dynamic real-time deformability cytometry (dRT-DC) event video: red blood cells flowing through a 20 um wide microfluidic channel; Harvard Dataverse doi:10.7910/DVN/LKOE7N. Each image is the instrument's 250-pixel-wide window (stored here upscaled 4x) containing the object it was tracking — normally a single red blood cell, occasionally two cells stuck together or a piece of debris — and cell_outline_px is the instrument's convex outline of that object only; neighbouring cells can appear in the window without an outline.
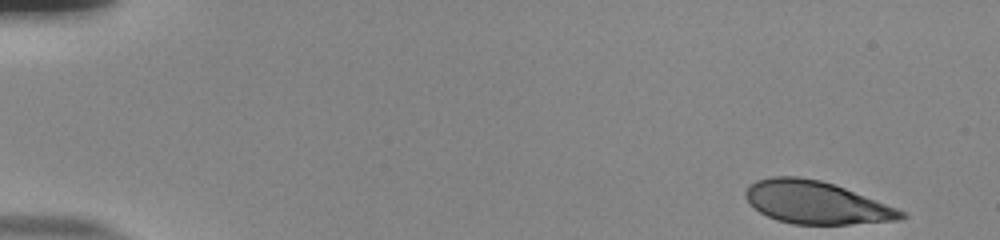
{"species": "human", "species_latin": "Homo sapiens", "temperature_condition": "room temperature", "stored_images_in_passage": 52, "camera_frame_rate_fps": 3000, "um_per_image_px": 0.085, "donor": {"sex": "male"}, "frame": {"image": 1, "passage_image": 1, "time_ms": 0.0, "image_size_px": [1000, 240], "cell_outline_px": [[908, 216], [900, 220], [848, 224], [792, 224], [776, 220], [760, 212], [744, 196], [744, 192], [748, 184], [756, 180], [772, 176], [796, 176], [820, 180], [844, 188], [908, 212]], "centroid_in_image_um": [69.37, 17.21], "position_along_channel_um": 15.6, "area_um2": 38.55}}
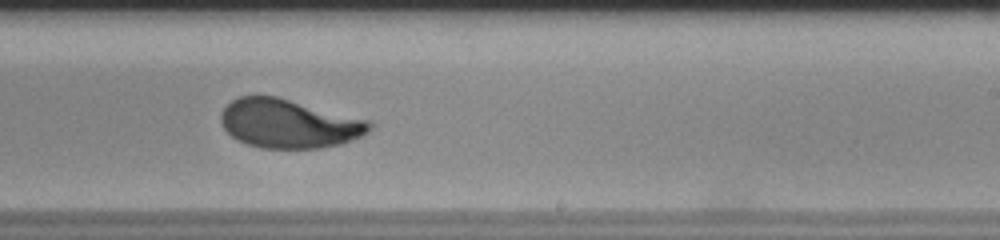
{"frame": {"image": 2, "passage_image": 32, "time_ms": 10.333, "image_size_px": [1000, 240], "cell_outline_px": [[372, 128], [368, 132], [344, 144], [320, 148], [260, 148], [236, 140], [224, 128], [220, 120], [220, 116], [224, 108], [232, 100], [240, 96], [276, 96], [368, 120], [372, 124]], "centroid_in_image_um": [24.55, 10.52], "position_along_channel_um": 264.5, "area_um2": 42.14}}
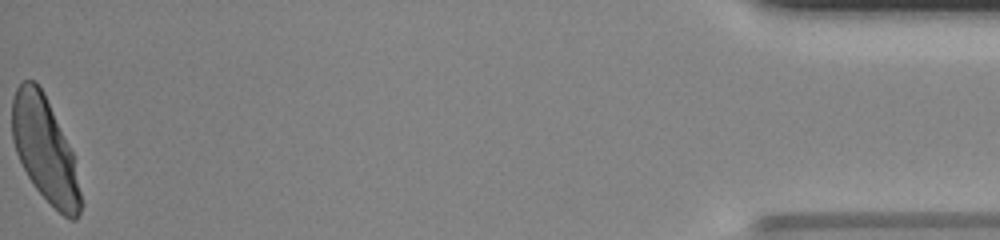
{"frame": {"image": 3, "passage_image": 52, "time_ms": 17.0, "image_size_px": [1000, 240], "cell_outline_px": [[84, 204], [76, 220], [72, 220], [64, 216], [32, 184], [16, 152], [12, 140], [12, 100], [16, 88], [24, 80], [32, 80], [44, 92], [72, 152]], "centroid_in_image_um": [3.83, 12.74], "position_along_channel_um": 431.4, "area_um2": 41.33}, "authors_computed_cell_mechanics": {"area_um2": 42.3385, "velocity_mm_per_s": 3.8056, "shape_relaxation_time_tau1_ms": 3.1079, "shape_relaxation_time_tau2_ms": null, "deformation_change_tau1": 0.1555, "deformation_change_tau2": null}}